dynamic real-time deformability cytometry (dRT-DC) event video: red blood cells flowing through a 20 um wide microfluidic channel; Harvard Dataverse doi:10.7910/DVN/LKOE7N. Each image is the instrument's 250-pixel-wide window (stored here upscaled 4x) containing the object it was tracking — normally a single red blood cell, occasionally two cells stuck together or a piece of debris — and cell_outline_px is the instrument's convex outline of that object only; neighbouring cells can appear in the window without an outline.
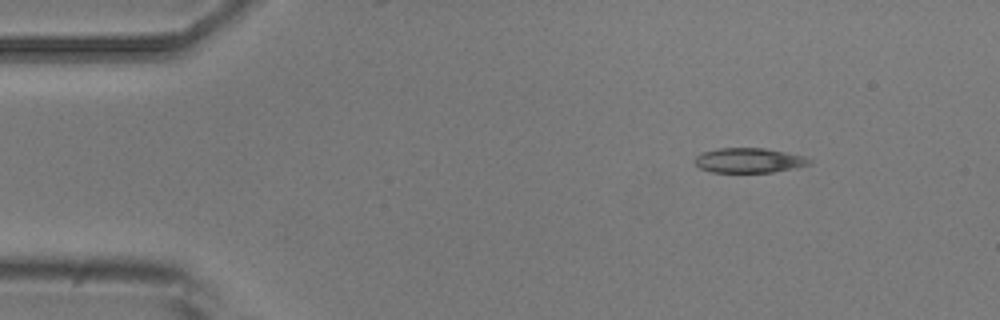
{"species": "common noctule bat (a hibernating species)", "species_latin": "Nyctalus noctula", "temperature_condition": "room temperature", "stored_images_in_passage": 6, "camera_frame_rate_fps": 3000, "um_per_image_px": 0.085, "animal": {"sex": "male", "body_mass_g": 20.5, "forearm_length_mm": 52.5}, "frame": {"image": 1, "passage_image": 1, "time_ms": 0.0, "image_size_px": [1000, 320], "cell_outline_px": [[812, 164], [796, 168], [772, 172], [712, 172], [700, 168], [696, 164], [696, 156], [704, 152], [720, 148], [764, 148], [804, 156], [812, 160]], "centroid_in_image_um": [63.71, 13.64], "position_along_channel_um": 21.3, "area_um2": 16.42}}